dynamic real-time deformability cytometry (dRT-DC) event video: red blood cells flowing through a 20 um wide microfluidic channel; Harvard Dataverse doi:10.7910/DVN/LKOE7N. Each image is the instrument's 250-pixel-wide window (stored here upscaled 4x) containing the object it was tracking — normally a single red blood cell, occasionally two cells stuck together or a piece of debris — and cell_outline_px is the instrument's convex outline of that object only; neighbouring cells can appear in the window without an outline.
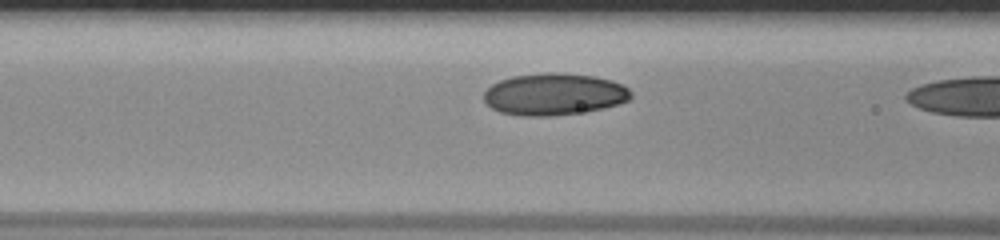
{"species": "human", "species_latin": "Homo sapiens", "temperature_condition": "room temperature", "stored_images_in_passage": 10, "camera_frame_rate_fps": 3000, "um_per_image_px": 0.085, "donor": {"sex": "male"}, "frame": {"image": 1, "passage_image": 9, "time_ms": 2.667, "image_size_px": [1000, 240], "cell_outline_px": [[632, 96], [628, 100], [604, 108], [556, 116], [520, 116], [500, 112], [492, 108], [484, 100], [484, 92], [492, 84], [500, 80], [512, 76], [548, 72], [556, 72], [592, 76], [612, 80], [624, 84], [632, 92]], "centroid_in_image_um": [47.1, 8.01], "position_along_channel_um": 119.5, "area_um2": 36.01}}